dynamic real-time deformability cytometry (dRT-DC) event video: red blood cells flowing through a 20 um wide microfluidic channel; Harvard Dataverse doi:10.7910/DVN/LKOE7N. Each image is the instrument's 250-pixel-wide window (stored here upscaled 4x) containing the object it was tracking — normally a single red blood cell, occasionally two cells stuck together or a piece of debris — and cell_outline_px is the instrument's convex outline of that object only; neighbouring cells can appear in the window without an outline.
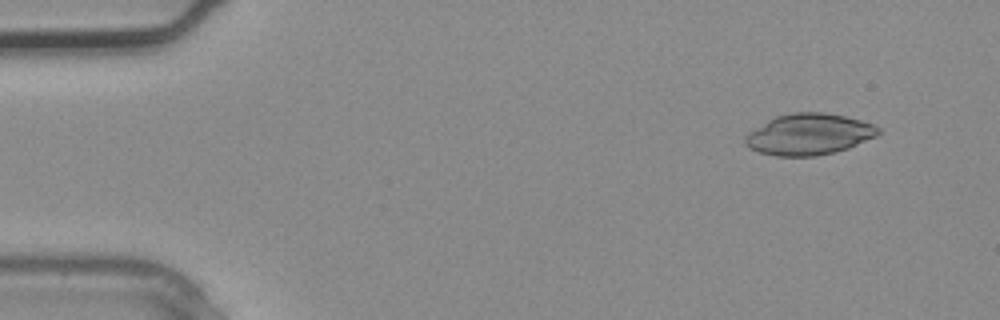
{"species": "common noctule bat (a hibernating species)", "species_latin": "Nyctalus noctula", "temperature_condition": "warm", "stored_images_in_passage": 3, "camera_frame_rate_fps": 3000, "um_per_image_px": 0.085, "animal": {"sex": "male", "body_mass_g": 20.4}, "frame": {"image": 1, "passage_image": 1, "time_ms": 0.0, "image_size_px": [1000, 320], "cell_outline_px": [[880, 132], [876, 136], [848, 148], [816, 156], [776, 156], [760, 152], [744, 144], [744, 136], [748, 132], [768, 120], [776, 116], [792, 112], [824, 112], [844, 116], [860, 120], [872, 124], [880, 128]], "centroid_in_image_um": [68.74, 11.41], "position_along_channel_um": 16.3, "area_um2": 31.79}}